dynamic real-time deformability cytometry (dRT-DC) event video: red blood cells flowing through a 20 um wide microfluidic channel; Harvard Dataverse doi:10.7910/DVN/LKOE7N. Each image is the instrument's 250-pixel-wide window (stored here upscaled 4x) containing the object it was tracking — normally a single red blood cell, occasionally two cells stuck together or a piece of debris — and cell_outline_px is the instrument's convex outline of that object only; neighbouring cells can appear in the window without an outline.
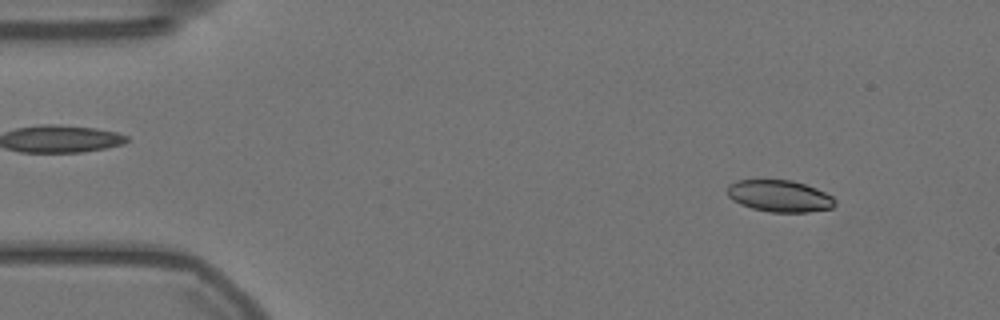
{"species": "Egyptian fruit bat (a non-hibernating species)", "species_latin": "Rousettus aegyptiacus", "temperature_condition": "warm", "stored_images_in_passage": 57, "camera_frame_rate_fps": 3000, "um_per_image_px": 0.085, "animal": {"sex": "female"}, "frame": {"image": 1, "passage_image": 6, "time_ms": 1.667, "image_size_px": [1000, 320], "cell_outline_px": [[836, 204], [832, 208], [808, 212], [768, 212], [752, 208], [740, 204], [732, 200], [728, 196], [728, 184], [736, 180], [792, 180], [816, 188], [832, 196], [836, 200]], "centroid_in_image_um": [66.26, 16.66], "position_along_channel_um": 18.7, "area_um2": 20.0}}
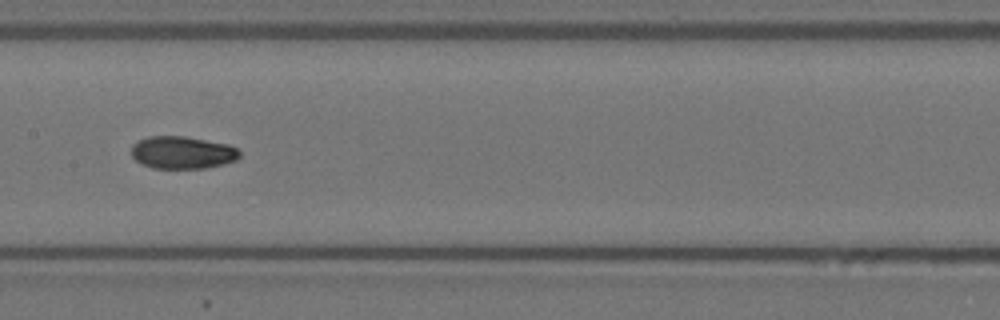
{"frame": {"image": 2, "passage_image": 28, "time_ms": 9.0, "image_size_px": [1000, 320], "cell_outline_px": [[240, 156], [236, 160], [204, 168], [152, 168], [136, 160], [132, 156], [132, 144], [148, 136], [184, 136], [228, 144], [236, 148], [240, 152]], "centroid_in_image_um": [15.49, 12.95], "position_along_channel_um": 191.9, "area_um2": 20.29}}
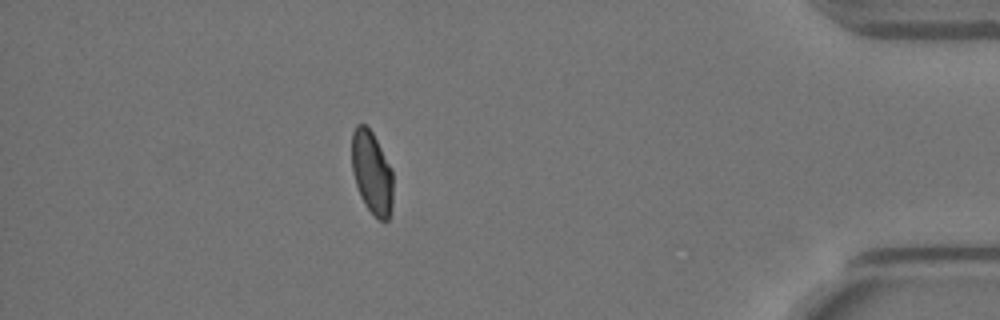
{"frame": {"image": 3, "passage_image": 50, "time_ms": 16.333, "image_size_px": [1000, 320], "cell_outline_px": [[392, 212], [388, 220], [380, 220], [364, 204], [360, 196], [352, 172], [352, 132], [356, 124], [364, 124], [372, 132], [392, 168]], "centroid_in_image_um": [31.61, 14.67], "position_along_channel_um": 403.6, "area_um2": 19.94}, "authors_computed_cell_mechanics": {"area_um2": 20.808, "velocity_mm_per_s": 3.5441, "shape_relaxation_time_tau1_ms": 10.6112, "shape_relaxation_time_tau2_ms": 1.6302, "deformation_change_tau1": 0.2515, "deformation_change_tau2": 0.0411}}